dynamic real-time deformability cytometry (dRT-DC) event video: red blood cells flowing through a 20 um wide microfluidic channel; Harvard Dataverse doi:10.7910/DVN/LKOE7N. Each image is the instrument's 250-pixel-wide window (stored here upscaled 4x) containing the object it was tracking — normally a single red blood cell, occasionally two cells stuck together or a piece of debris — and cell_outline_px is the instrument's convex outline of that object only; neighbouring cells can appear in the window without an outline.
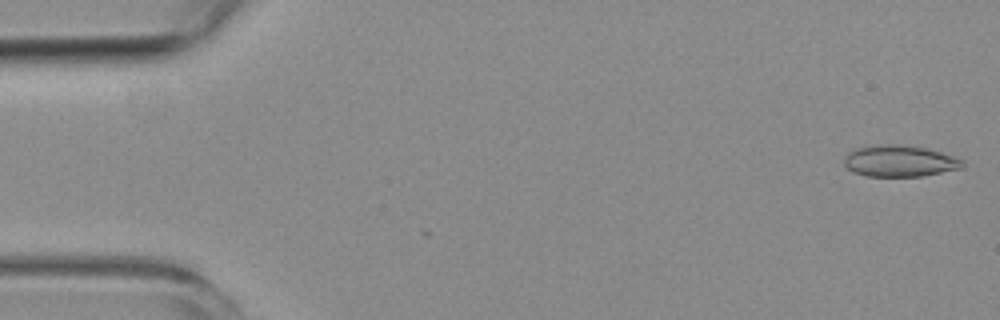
{"species": "common noctule bat (a hibernating species)", "species_latin": "Nyctalus noctula", "temperature_condition": "room temperature", "stored_images_in_passage": 4, "camera_frame_rate_fps": 3000, "um_per_image_px": 0.085, "animal": {"sex": "female", "body_mass_g": 19.3, "forearm_length_mm": 54.1}, "frame": {"image": 1, "passage_image": 1, "time_ms": 0.0, "image_size_px": [1000, 320], "cell_outline_px": [[964, 164], [960, 168], [924, 176], [864, 176], [852, 172], [844, 164], [844, 156], [848, 152], [856, 148], [880, 144], [892, 144], [924, 148], [940, 152], [964, 160]], "centroid_in_image_um": [76.42, 13.69], "position_along_channel_um": 8.6, "area_um2": 21.56}}
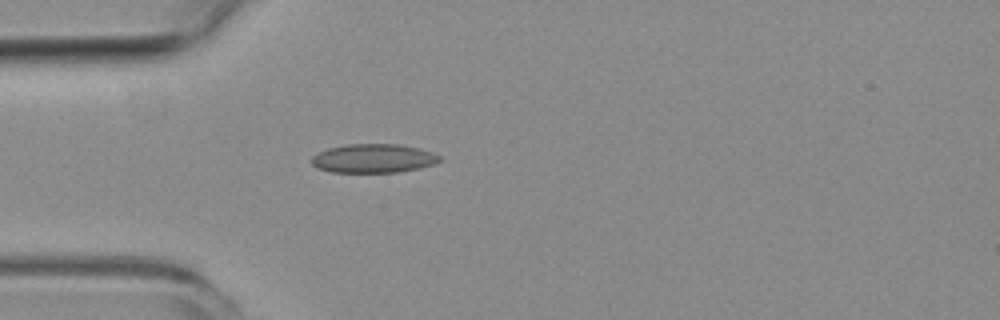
{"frame": {"image": 2, "passage_image": 4, "time_ms": 4.667, "image_size_px": [1000, 320], "cell_outline_px": [[444, 160], [436, 164], [420, 168], [400, 172], [332, 172], [316, 168], [312, 164], [312, 156], [316, 152], [328, 148], [348, 144], [400, 144], [420, 148], [432, 152], [440, 156]], "centroid_in_image_um": [31.77, 13.46], "position_along_channel_um": 53.2, "area_um2": 21.85}}